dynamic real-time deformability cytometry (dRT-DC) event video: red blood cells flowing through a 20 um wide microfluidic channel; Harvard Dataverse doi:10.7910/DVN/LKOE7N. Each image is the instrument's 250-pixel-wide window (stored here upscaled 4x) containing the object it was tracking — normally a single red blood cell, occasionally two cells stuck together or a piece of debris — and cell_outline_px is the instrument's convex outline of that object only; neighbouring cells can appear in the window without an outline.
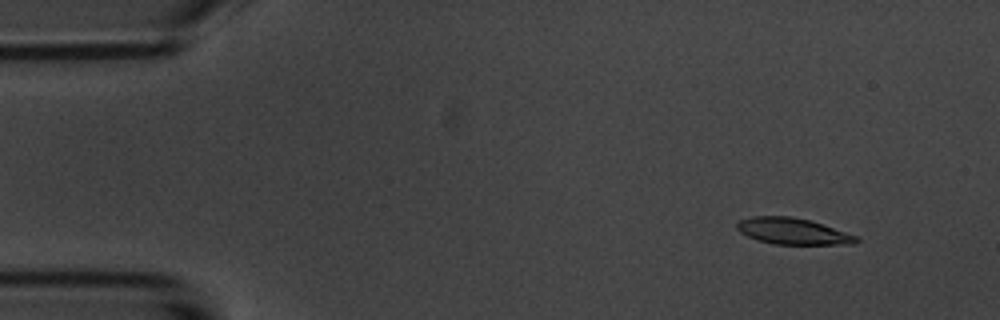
{"species": "common noctule bat (a hibernating species)", "species_latin": "Nyctalus noctula", "temperature_condition": "room temperature", "stored_images_in_passage": 5, "camera_frame_rate_fps": 3000, "um_per_image_px": 0.085, "animal": {"sex": "male", "body_mass_g": 20.1, "forearm_length_mm": 53.5}, "frame": {"image": 1, "passage_image": 2, "time_ms": 1.333, "image_size_px": [1000, 320], "cell_outline_px": [[860, 240], [856, 244], [776, 244], [760, 240], [748, 236], [740, 232], [736, 228], [736, 224], [740, 220], [752, 216], [792, 216], [808, 220], [856, 236]], "centroid_in_image_um": [67.35, 19.65], "position_along_channel_um": 17.6, "area_um2": 17.92}}
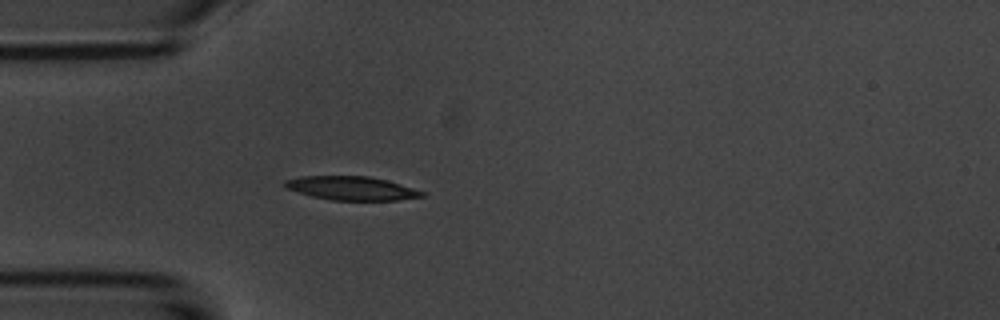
{"frame": {"image": 2, "passage_image": 5, "time_ms": 4.667, "image_size_px": [1000, 320], "cell_outline_px": [[424, 196], [396, 200], [332, 200], [312, 196], [284, 188], [284, 180], [300, 176], [368, 176], [400, 184], [424, 192]], "centroid_in_image_um": [29.81, 16.0], "position_along_channel_um": 55.2, "area_um2": 18.73}}